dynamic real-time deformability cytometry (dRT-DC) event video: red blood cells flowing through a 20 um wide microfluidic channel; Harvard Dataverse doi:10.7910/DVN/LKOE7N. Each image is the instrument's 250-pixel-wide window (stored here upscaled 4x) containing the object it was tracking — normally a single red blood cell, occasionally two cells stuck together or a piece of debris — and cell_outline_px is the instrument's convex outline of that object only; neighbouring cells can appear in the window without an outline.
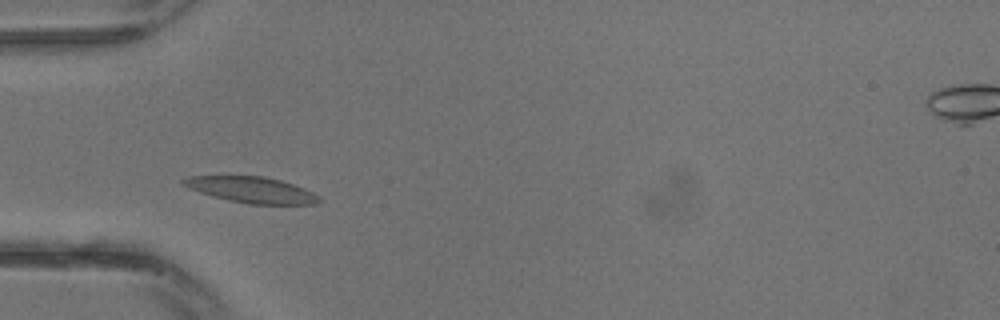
{"species": "common noctule bat (a hibernating species)", "species_latin": "Nyctalus noctula", "temperature_condition": "warm", "stored_images_in_passage": 27, "camera_frame_rate_fps": 3000, "um_per_image_px": 0.085, "animal": {"sex": "male", "body_mass_g": 13.3}, "frame": {"image": 1, "passage_image": 6, "time_ms": 1.667, "image_size_px": [1000, 320], "cell_outline_px": [[320, 200], [316, 204], [248, 204], [228, 200], [212, 196], [200, 192], [180, 184], [180, 180], [188, 176], [264, 176], [280, 180], [304, 188], [320, 196]], "centroid_in_image_um": [21.36, 16.13], "position_along_channel_um": 63.6, "area_um2": 20.52}}
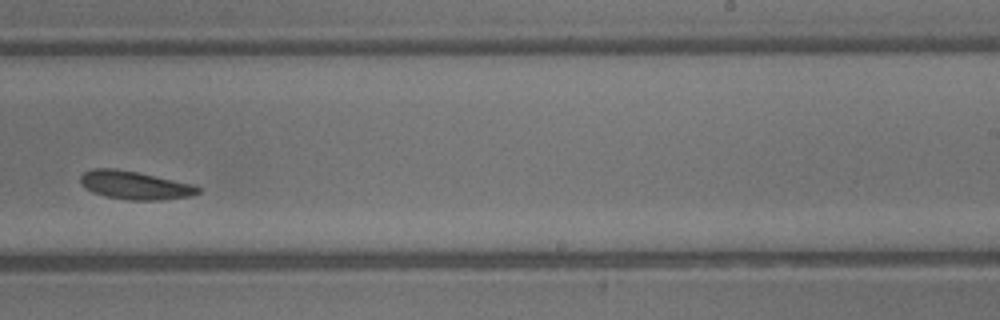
{"frame": {"image": 2, "passage_image": 16, "time_ms": 5.0, "image_size_px": [1000, 320], "cell_outline_px": [[200, 192], [192, 196], [160, 200], [128, 200], [104, 196], [92, 192], [84, 188], [80, 184], [80, 176], [84, 172], [92, 168], [116, 168], [196, 184], [200, 188]], "centroid_in_image_um": [11.46, 15.74], "position_along_channel_um": 277.5, "area_um2": 19.65}}
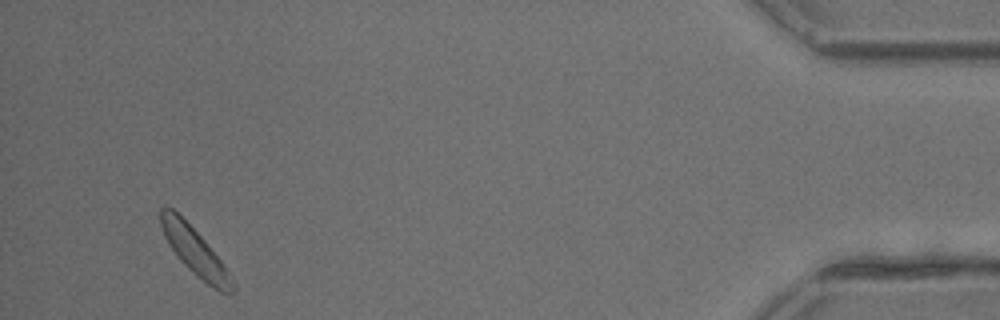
{"frame": {"image": 3, "passage_image": 26, "time_ms": 8.333, "image_size_px": [1000, 320], "cell_outline_px": [[232, 292], [220, 292], [196, 276], [180, 260], [164, 236], [160, 224], [160, 208], [164, 204], [172, 208], [204, 240], [220, 260], [228, 272], [232, 288]], "centroid_in_image_um": [16.47, 21.31], "position_along_channel_um": 418.7, "area_um2": 18.84}}